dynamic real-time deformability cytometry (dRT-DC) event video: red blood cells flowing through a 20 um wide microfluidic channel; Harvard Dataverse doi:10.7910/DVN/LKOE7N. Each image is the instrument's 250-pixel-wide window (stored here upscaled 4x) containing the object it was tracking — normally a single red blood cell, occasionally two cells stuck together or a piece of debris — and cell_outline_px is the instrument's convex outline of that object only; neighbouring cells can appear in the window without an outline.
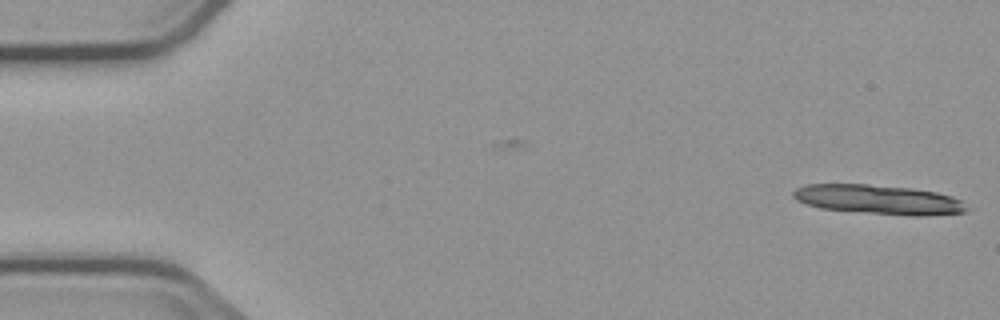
{"species": "common noctule bat (a hibernating species)", "species_latin": "Nyctalus noctula", "temperature_condition": "cold", "stored_images_in_passage": 5, "camera_frame_rate_fps": 3000, "um_per_image_px": 0.085, "animal": {"sex": "male", "body_mass_g": 23.1, "forearm_length_mm": 52.7}, "frame": {"image": 1, "passage_image": 1, "time_ms": 0.0, "image_size_px": [1000, 320], "cell_outline_px": [[968, 208], [964, 212], [928, 216], [912, 216], [820, 208], [796, 200], [792, 196], [792, 192], [796, 188], [804, 184], [868, 184], [912, 188], [936, 192], [952, 196], [960, 200]], "centroid_in_image_um": [74.67, 16.95], "position_along_channel_um": 10.3, "area_um2": 29.65}}
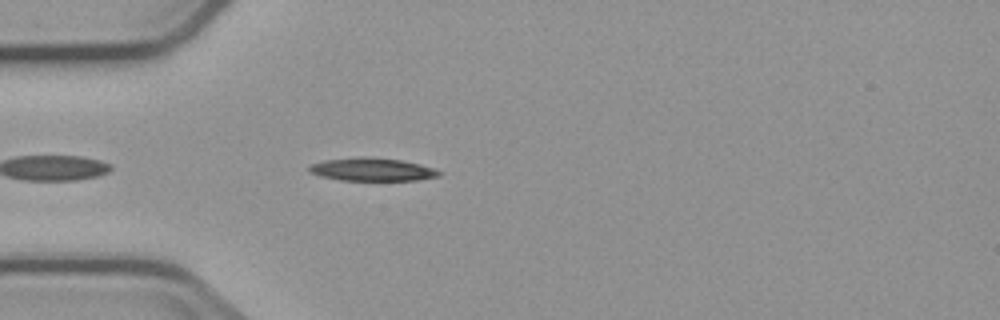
{"frame": {"image": 2, "passage_image": 5, "time_ms": 5.0, "image_size_px": [1000, 320], "cell_outline_px": [[444, 172], [440, 176], [416, 180], [340, 180], [320, 176], [308, 172], [308, 164], [324, 160], [360, 156], [400, 160], [420, 164], [436, 168]], "centroid_in_image_um": [31.62, 14.4], "position_along_channel_um": 53.4, "area_um2": 17.63}}